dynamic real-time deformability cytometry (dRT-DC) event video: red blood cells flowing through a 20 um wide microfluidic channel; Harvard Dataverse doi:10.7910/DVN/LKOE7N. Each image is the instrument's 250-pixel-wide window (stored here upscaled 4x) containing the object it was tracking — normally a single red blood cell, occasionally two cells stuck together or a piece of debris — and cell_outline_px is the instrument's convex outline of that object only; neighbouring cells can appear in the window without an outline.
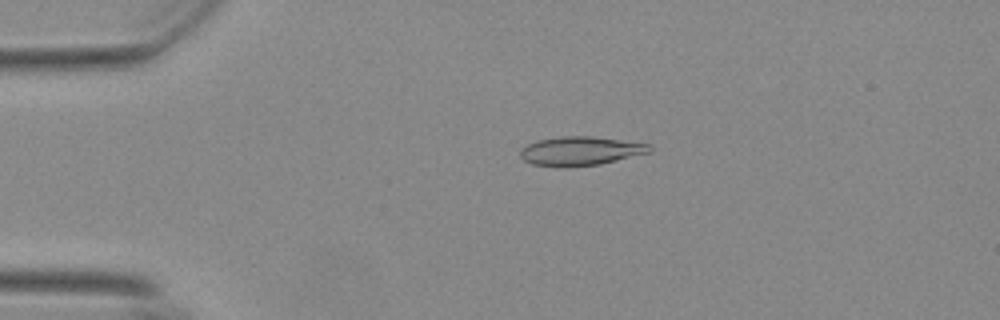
{"species": "Egyptian fruit bat (a non-hibernating species)", "species_latin": "Rousettus aegyptiacus", "temperature_condition": "warm", "stored_images_in_passage": 55, "camera_frame_rate_fps": 3000, "um_per_image_px": 0.085, "animal": {"sex": "female"}, "frame": {"image": 1, "passage_image": 12, "time_ms": 3.667, "image_size_px": [1000, 320], "cell_outline_px": [[652, 152], [600, 164], [560, 168], [532, 164], [524, 160], [520, 156], [520, 148], [536, 140], [560, 136], [592, 136], [652, 144]], "centroid_in_image_um": [49.34, 12.84], "position_along_channel_um": 35.7, "area_um2": 22.14}}
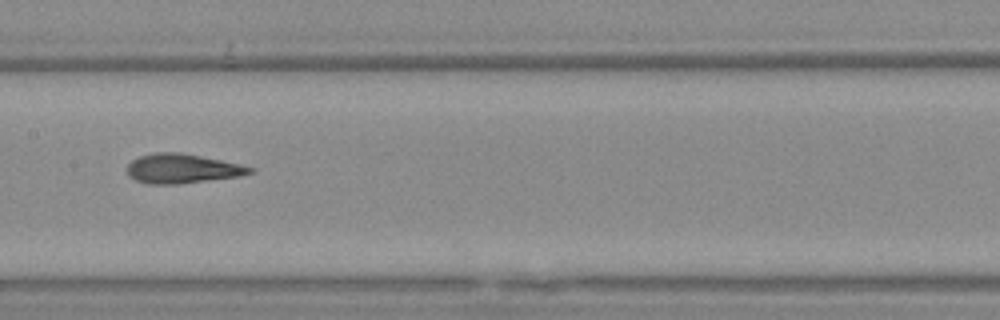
{"frame": {"image": 2, "passage_image": 28, "time_ms": 9.0, "image_size_px": [1000, 320], "cell_outline_px": [[256, 168], [252, 172], [240, 176], [180, 184], [148, 184], [136, 180], [128, 176], [128, 164], [132, 160], [140, 156], [156, 152], [180, 152], [240, 164]], "centroid_in_image_um": [15.48, 14.33], "position_along_channel_um": 191.9, "area_um2": 20.98}}
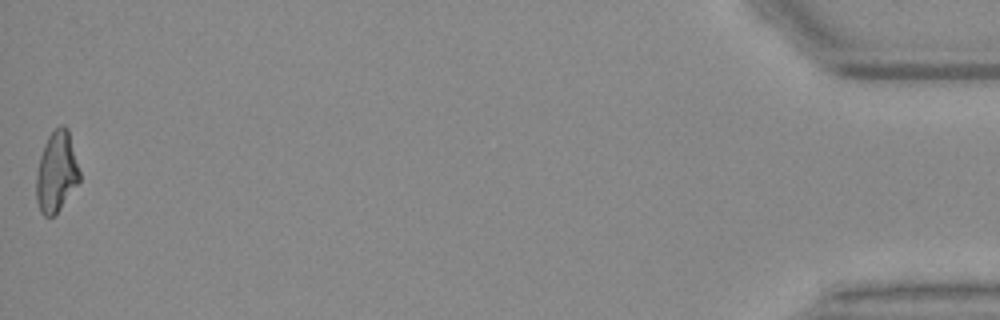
{"frame": {"image": 3, "passage_image": 55, "time_ms": 18.0, "image_size_px": [1000, 320], "cell_outline_px": [[80, 180], [60, 208], [52, 216], [44, 216], [40, 212], [36, 200], [36, 176], [40, 156], [44, 144], [48, 136], [60, 124], [64, 124], [68, 128], [80, 172]], "centroid_in_image_um": [4.79, 14.59], "position_along_channel_um": 430.4, "area_um2": 20.23}, "authors_computed_cell_mechanics": {"area_um2": 20.9814, "velocity_mm_per_s": 3.7163, "shape_relaxation_time_tau1_ms": 11.3717, "shape_relaxation_time_tau2_ms": 1.7303, "deformation_change_tau1": 0.2644, "deformation_change_tau2": 0.1045}}